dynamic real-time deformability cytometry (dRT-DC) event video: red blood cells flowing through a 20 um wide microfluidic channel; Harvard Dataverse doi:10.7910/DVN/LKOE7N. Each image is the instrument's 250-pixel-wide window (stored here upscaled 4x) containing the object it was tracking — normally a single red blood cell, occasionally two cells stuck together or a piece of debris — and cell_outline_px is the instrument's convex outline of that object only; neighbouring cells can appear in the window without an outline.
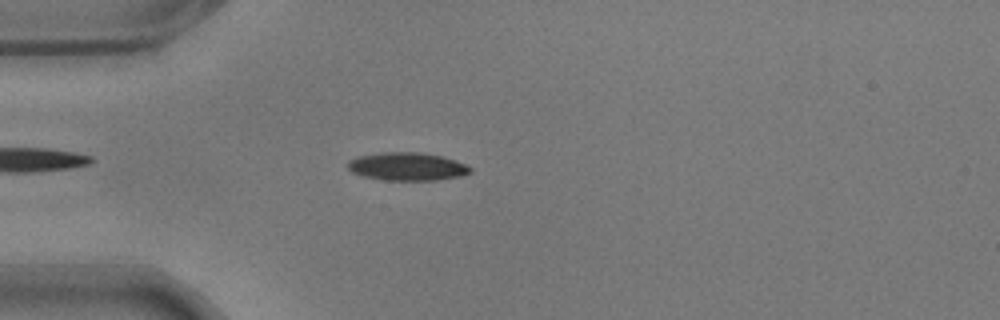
{"species": "common noctule bat (a hibernating species)", "species_latin": "Nyctalus noctula", "temperature_condition": "warm", "stored_images_in_passage": 49, "camera_frame_rate_fps": 3000, "um_per_image_px": 0.085, "animal": {"sex": "male", "body_mass_g": 17.9}, "frame": {"image": 1, "passage_image": 8, "time_ms": 2.333, "image_size_px": [1000, 320], "cell_outline_px": [[472, 172], [460, 176], [436, 180], [384, 180], [364, 176], [352, 172], [348, 168], [348, 160], [356, 156], [384, 152], [420, 152], [444, 156], [456, 160], [472, 168]], "centroid_in_image_um": [34.61, 14.14], "position_along_channel_um": 50.4, "area_um2": 20.11}}
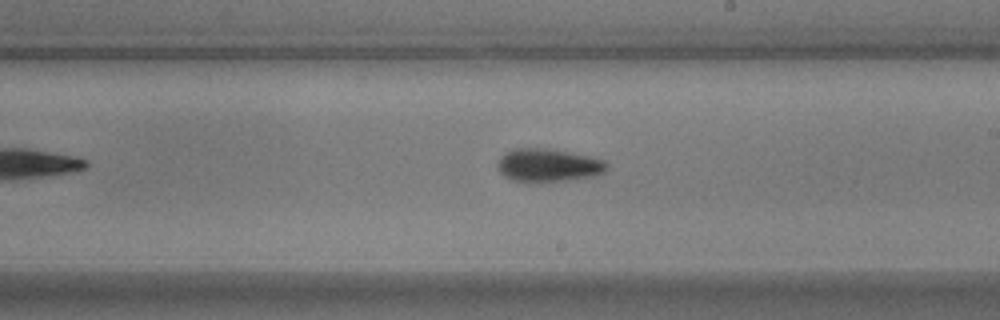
{"frame": {"image": 2, "passage_image": 25, "time_ms": 8.0, "image_size_px": [1000, 320], "cell_outline_px": [[608, 168], [604, 172], [596, 176], [568, 180], [532, 184], [512, 180], [504, 176], [496, 168], [496, 164], [500, 156], [504, 152], [512, 148], [552, 148], [588, 156], [604, 160], [608, 164]], "centroid_in_image_um": [46.55, 14.06], "position_along_channel_um": 242.4, "area_um2": 21.85}}
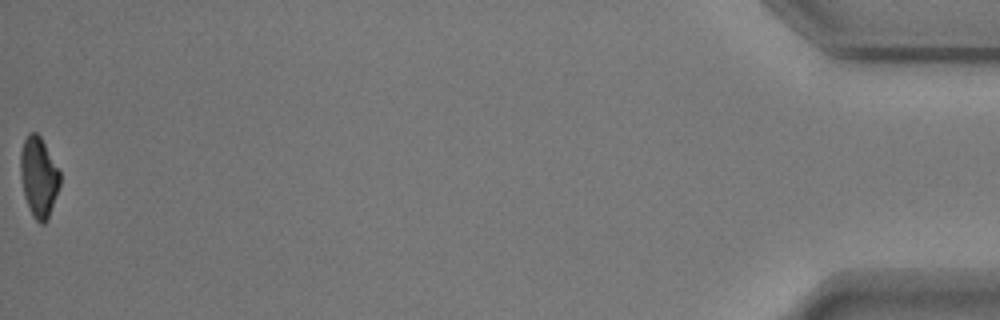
{"frame": {"image": 3, "passage_image": 49, "time_ms": 16.0, "image_size_px": [1000, 320], "cell_outline_px": [[60, 184], [48, 216], [44, 224], [40, 224], [32, 216], [24, 196], [20, 176], [20, 152], [24, 140], [28, 132], [36, 132], [40, 136], [60, 172]], "centroid_in_image_um": [3.26, 15.03], "position_along_channel_um": 431.9, "area_um2": 18.26}, "authors_computed_cell_mechanics": {"area_um2": 19.9988, "velocity_mm_per_s": 3.5891, "shape_relaxation_time_tau1_ms": 4.5285, "shape_relaxation_time_tau2_ms": 4.0033, "deformation_change_tau1": 0.1544, "deformation_change_tau2": 0.1058}}